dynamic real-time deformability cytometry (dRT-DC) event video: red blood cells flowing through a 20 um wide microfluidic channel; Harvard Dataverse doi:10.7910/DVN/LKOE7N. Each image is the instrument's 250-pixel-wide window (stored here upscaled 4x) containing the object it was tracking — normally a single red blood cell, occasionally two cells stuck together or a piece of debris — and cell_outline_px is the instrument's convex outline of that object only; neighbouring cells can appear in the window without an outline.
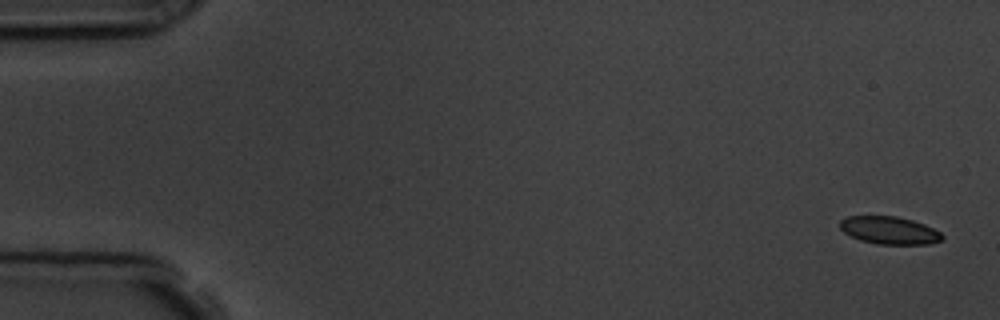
{"species": "common noctule bat (a hibernating species)", "species_latin": "Nyctalus noctula", "temperature_condition": "room temperature", "stored_images_in_passage": 6, "camera_frame_rate_fps": 3000, "um_per_image_px": 0.085, "animal": {"sex": "male", "body_mass_g": 19.5, "forearm_length_mm": 54.6}, "frame": {"image": 1, "passage_image": 1, "time_ms": 0.0, "image_size_px": [1000, 320], "cell_outline_px": [[944, 240], [928, 244], [876, 244], [860, 240], [844, 232], [840, 228], [840, 220], [848, 216], [896, 216], [912, 220], [924, 224], [940, 232], [944, 236]], "centroid_in_image_um": [75.61, 19.58], "position_along_channel_um": 9.4, "area_um2": 16.47}}